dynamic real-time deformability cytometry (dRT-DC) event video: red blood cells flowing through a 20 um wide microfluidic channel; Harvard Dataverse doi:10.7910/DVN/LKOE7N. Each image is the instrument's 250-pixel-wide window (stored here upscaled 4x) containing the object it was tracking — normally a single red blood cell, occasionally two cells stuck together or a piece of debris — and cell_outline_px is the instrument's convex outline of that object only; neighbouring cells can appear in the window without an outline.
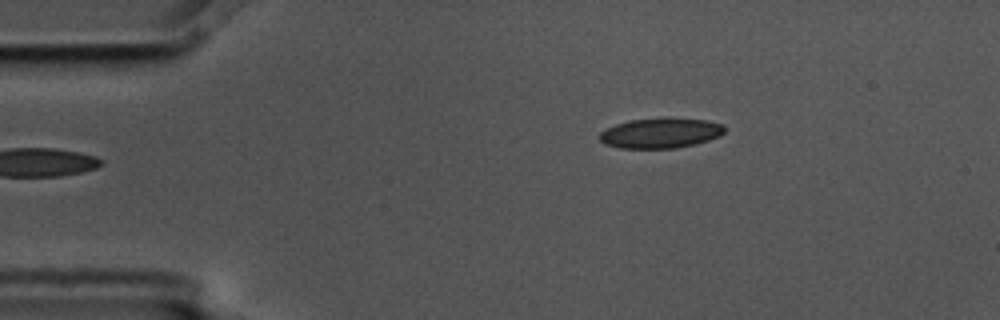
{"species": "common noctule bat (a hibernating species)", "species_latin": "Nyctalus noctula", "temperature_condition": "cold", "stored_images_in_passage": 2, "camera_frame_rate_fps": 3000, "um_per_image_px": 0.085, "animal": {"sex": "male", "body_mass_g": 17.5, "forearm_length_mm": 52.3}, "frame": {"image": 1, "passage_image": 2, "time_ms": 0.333, "image_size_px": [1000, 320], "cell_outline_px": [[724, 132], [720, 136], [696, 144], [676, 148], [620, 148], [604, 144], [600, 140], [600, 132], [616, 124], [628, 120], [672, 116], [708, 120], [724, 124]], "centroid_in_image_um": [56.19, 11.28], "position_along_channel_um": 28.8, "area_um2": 22.43}}